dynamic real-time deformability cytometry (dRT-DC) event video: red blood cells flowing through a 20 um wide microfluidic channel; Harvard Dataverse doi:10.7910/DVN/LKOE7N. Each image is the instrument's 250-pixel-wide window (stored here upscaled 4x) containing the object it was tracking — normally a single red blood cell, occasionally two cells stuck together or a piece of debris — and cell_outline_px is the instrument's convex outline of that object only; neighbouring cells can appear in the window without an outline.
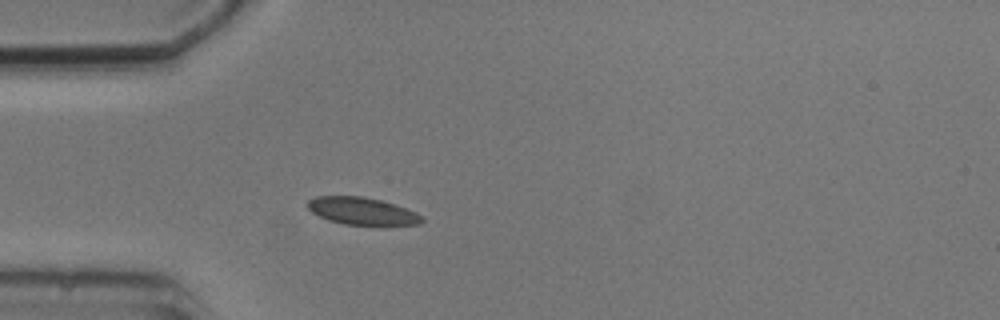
{"species": "common noctule bat (a hibernating species)", "species_latin": "Nyctalus noctula", "temperature_condition": "cold", "stored_images_in_passage": 1, "camera_frame_rate_fps": 3000, "um_per_image_px": 0.085, "animal": {"sex": "male", "body_mass_g": 20.5, "forearm_length_mm": 52.5}, "frame": {"image": 1, "passage_image": 1, "time_ms": 0.0, "image_size_px": [1000, 320], "cell_outline_px": [[424, 220], [420, 224], [384, 228], [344, 224], [328, 220], [312, 212], [304, 204], [308, 200], [316, 196], [364, 196], [380, 200], [416, 212]], "centroid_in_image_um": [30.8, 17.99], "position_along_channel_um": 54.2, "area_um2": 18.96}}